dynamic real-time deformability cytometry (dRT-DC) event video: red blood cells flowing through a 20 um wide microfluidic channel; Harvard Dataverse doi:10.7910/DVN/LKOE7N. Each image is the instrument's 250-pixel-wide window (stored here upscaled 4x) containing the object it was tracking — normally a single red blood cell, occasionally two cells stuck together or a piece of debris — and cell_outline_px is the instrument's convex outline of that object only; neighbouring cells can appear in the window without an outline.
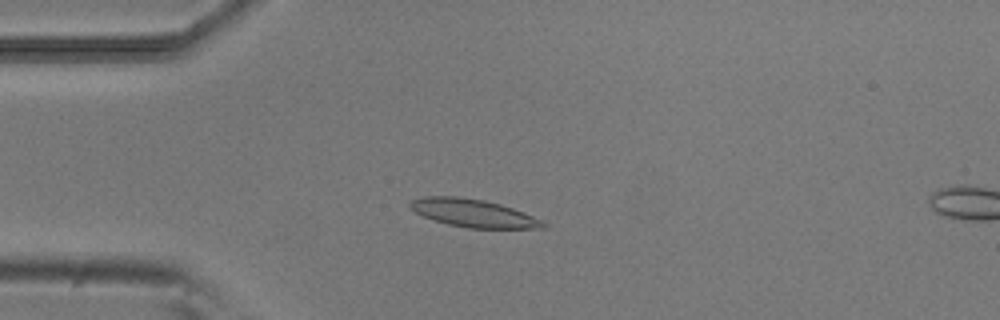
{"species": "common noctule bat (a hibernating species)", "species_latin": "Nyctalus noctula", "temperature_condition": "room temperature", "stored_images_in_passage": 4, "camera_frame_rate_fps": 3000, "um_per_image_px": 0.085, "animal": {"sex": "male", "body_mass_g": 20.5, "forearm_length_mm": 52.5}, "frame": {"image": 1, "passage_image": 1, "time_ms": 0.0, "image_size_px": [1000, 320], "cell_outline_px": [[548, 228], [468, 228], [448, 224], [424, 216], [408, 208], [408, 204], [412, 200], [424, 196], [460, 196], [484, 200], [500, 204], [524, 212], [548, 224]], "centroid_in_image_um": [40.23, 18.11], "position_along_channel_um": 44.8, "area_um2": 21.56}}